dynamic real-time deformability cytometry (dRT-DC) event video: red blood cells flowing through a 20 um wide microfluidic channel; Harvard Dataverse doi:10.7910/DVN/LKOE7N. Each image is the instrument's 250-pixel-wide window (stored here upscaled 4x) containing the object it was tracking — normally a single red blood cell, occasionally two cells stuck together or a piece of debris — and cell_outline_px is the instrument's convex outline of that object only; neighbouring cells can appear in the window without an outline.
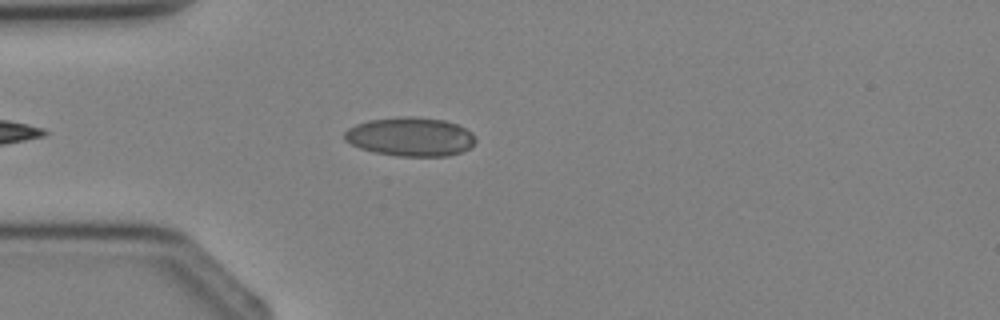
{"species": "Egyptian fruit bat (a non-hibernating species)", "species_latin": "Rousettus aegyptiacus", "temperature_condition": "cold", "stored_images_in_passage": 2, "camera_frame_rate_fps": 3000, "um_per_image_px": 0.085, "animal": {"sex": "female"}, "frame": {"image": 1, "passage_image": 2, "time_ms": 2.0, "image_size_px": [1000, 320], "cell_outline_px": [[476, 140], [468, 148], [460, 152], [448, 156], [396, 156], [376, 152], [360, 148], [344, 140], [344, 132], [348, 128], [356, 124], [368, 120], [408, 116], [444, 120], [456, 124], [472, 132], [476, 136]], "centroid_in_image_um": [34.87, 11.62], "position_along_channel_um": 50.1, "area_um2": 29.54}}